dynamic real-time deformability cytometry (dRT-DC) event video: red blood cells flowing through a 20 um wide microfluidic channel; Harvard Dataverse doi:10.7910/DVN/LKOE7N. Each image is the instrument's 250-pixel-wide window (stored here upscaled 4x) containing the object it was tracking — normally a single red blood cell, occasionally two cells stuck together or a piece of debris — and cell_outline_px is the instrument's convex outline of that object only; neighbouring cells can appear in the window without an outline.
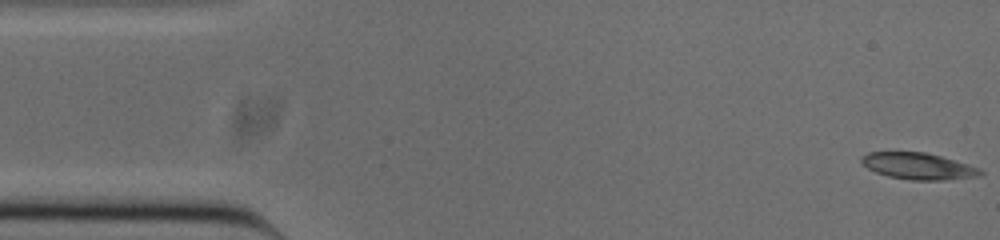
{"species": "common noctule bat (a hibernating species)", "species_latin": "Nyctalus noctula", "temperature_condition": "cold", "stored_images_in_passage": 52, "camera_frame_rate_fps": 3000, "um_per_image_px": 0.085, "animal": {"sex": "male", "body_mass_g": 20.0, "forearm_length_mm": 53.3}, "frame": {"image": 1, "passage_image": 1, "time_ms": 0.0, "image_size_px": [1000, 240], "cell_outline_px": [[984, 172], [980, 176], [944, 180], [912, 180], [888, 176], [876, 172], [868, 168], [860, 160], [860, 156], [868, 152], [924, 152], [940, 156], [968, 164], [980, 168]], "centroid_in_image_um": [78.06, 14.12], "position_along_channel_um": 6.9, "area_um2": 18.32}}
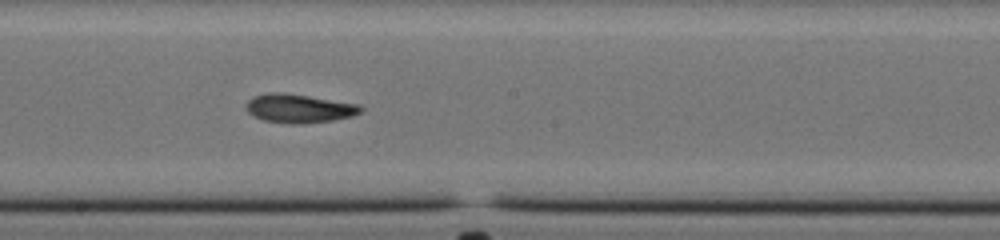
{"frame": {"image": 2, "passage_image": 27, "time_ms": 8.667, "image_size_px": [1000, 240], "cell_outline_px": [[364, 108], [360, 112], [352, 116], [332, 120], [300, 124], [264, 120], [248, 112], [244, 108], [244, 104], [252, 96], [268, 92], [284, 92], [360, 104]], "centroid_in_image_um": [25.4, 9.19], "position_along_channel_um": 222.8, "area_um2": 19.19}}
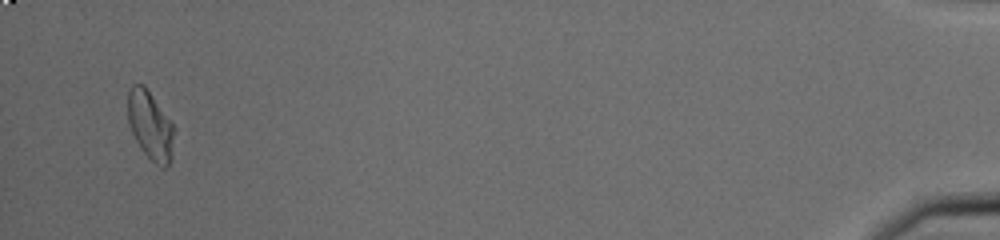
{"frame": {"image": 3, "passage_image": 50, "time_ms": 16.333, "image_size_px": [1000, 240], "cell_outline_px": [[176, 128], [172, 156], [168, 164], [164, 168], [160, 168], [140, 148], [128, 124], [128, 92], [132, 84], [144, 84]], "centroid_in_image_um": [12.8, 10.67], "position_along_channel_um": 422.4, "area_um2": 18.67}, "authors_computed_cell_mechanics": {"area_um2": 18.6116, "velocity_mm_per_s": 3.8529, "shape_relaxation_time_tau1_ms": 4.9699, "shape_relaxation_time_tau2_ms": 6.5252, "deformation_change_tau1": 0.1425, "deformation_change_tau2": 0.1332}}